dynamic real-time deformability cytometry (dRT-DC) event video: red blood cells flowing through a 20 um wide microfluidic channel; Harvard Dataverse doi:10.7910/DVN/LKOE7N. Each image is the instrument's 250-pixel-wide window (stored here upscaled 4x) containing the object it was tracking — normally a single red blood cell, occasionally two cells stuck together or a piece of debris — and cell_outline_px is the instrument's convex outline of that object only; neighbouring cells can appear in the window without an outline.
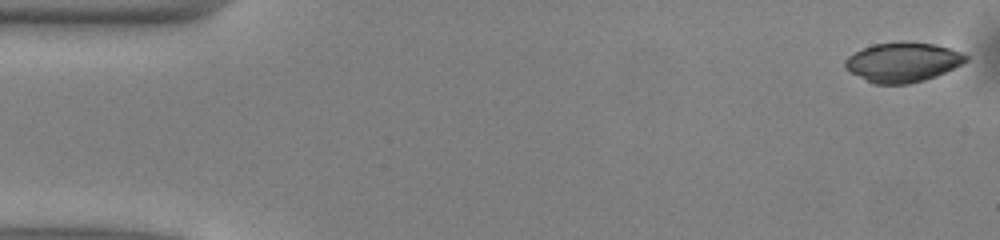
{"species": "common noctule bat (a hibernating species)", "species_latin": "Nyctalus noctula", "temperature_condition": "warm", "stored_images_in_passage": 50, "camera_frame_rate_fps": 3000, "um_per_image_px": 0.085, "animal": {"sex": "male", "body_mass_g": 13.0, "forearm_length_mm": 53.1}, "frame": {"image": 1, "passage_image": 1, "time_ms": 0.0, "image_size_px": [1000, 240], "cell_outline_px": [[968, 60], [936, 76], [924, 80], [908, 84], [872, 84], [844, 68], [844, 60], [848, 56], [872, 44], [932, 44], [948, 48], [960, 52], [968, 56]], "centroid_in_image_um": [76.69, 5.33], "position_along_channel_um": 8.3, "area_um2": 26.99}}
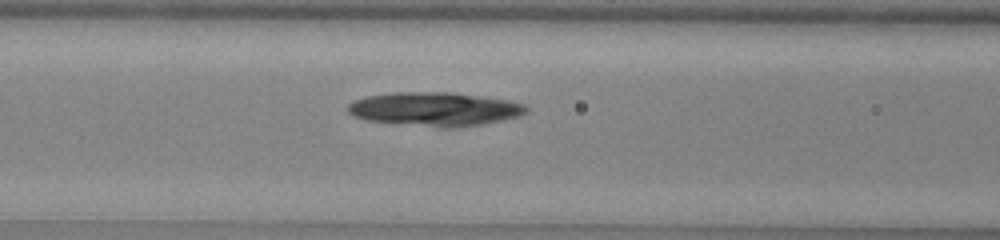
{"frame": {"image": 2, "passage_image": 20, "time_ms": 6.333, "image_size_px": [1000, 240], "cell_outline_px": [[528, 112], [520, 116], [484, 124], [460, 128], [440, 128], [368, 120], [352, 116], [348, 112], [348, 104], [364, 96], [392, 92], [452, 92], [508, 100], [524, 104], [528, 108]], "centroid_in_image_um": [36.97, 9.28], "position_along_channel_um": 129.6, "area_um2": 35.43}}
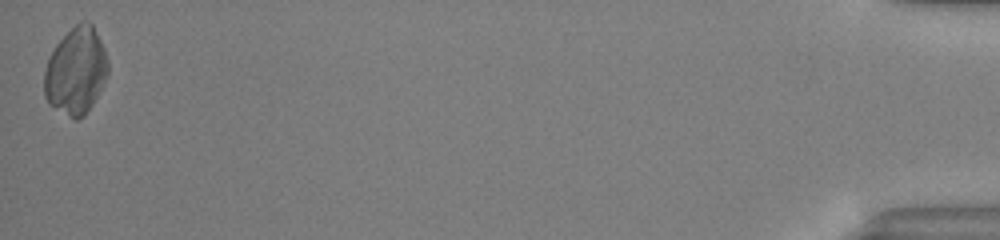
{"frame": {"image": 3, "passage_image": 50, "time_ms": 16.333, "image_size_px": [1000, 240], "cell_outline_px": [[108, 76], [92, 104], [84, 116], [76, 120], [72, 120], [48, 104], [44, 96], [44, 72], [48, 60], [56, 44], [80, 20], [88, 20], [92, 24], [104, 48], [108, 60]], "centroid_in_image_um": [6.45, 6.06], "position_along_channel_um": 428.7, "area_um2": 32.43}}